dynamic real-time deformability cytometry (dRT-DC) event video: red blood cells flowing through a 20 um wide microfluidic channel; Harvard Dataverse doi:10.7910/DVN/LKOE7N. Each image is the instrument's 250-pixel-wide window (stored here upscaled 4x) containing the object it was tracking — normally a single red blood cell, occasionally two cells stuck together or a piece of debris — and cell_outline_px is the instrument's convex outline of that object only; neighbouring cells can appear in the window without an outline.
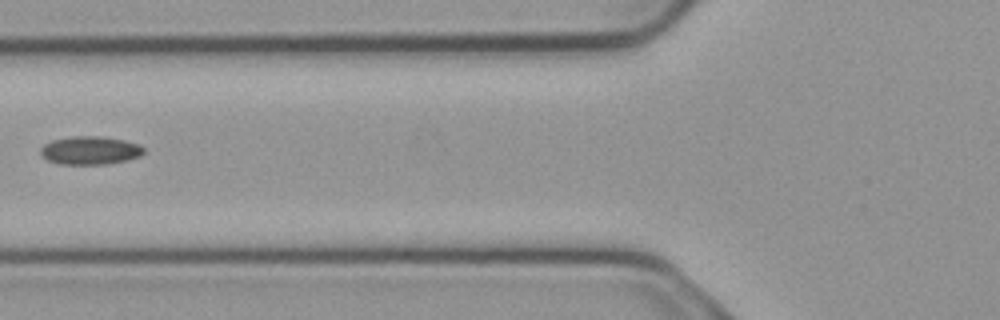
{"species": "common noctule bat (a hibernating species)", "species_latin": "Nyctalus noctula", "temperature_condition": "cold", "stored_images_in_passage": 6, "camera_frame_rate_fps": 3000, "um_per_image_px": 0.085, "animal": {"sex": "male", "body_mass_g": 23.1, "forearm_length_mm": 52.7}, "frame": {"image": 1, "passage_image": 6, "time_ms": 1.667, "image_size_px": [1000, 320], "cell_outline_px": [[144, 152], [140, 156], [108, 164], [60, 164], [48, 160], [40, 152], [40, 148], [44, 144], [52, 140], [72, 136], [100, 136], [124, 140], [140, 144], [144, 148]], "centroid_in_image_um": [7.66, 12.77], "position_along_channel_um": 118.1, "area_um2": 16.94}}